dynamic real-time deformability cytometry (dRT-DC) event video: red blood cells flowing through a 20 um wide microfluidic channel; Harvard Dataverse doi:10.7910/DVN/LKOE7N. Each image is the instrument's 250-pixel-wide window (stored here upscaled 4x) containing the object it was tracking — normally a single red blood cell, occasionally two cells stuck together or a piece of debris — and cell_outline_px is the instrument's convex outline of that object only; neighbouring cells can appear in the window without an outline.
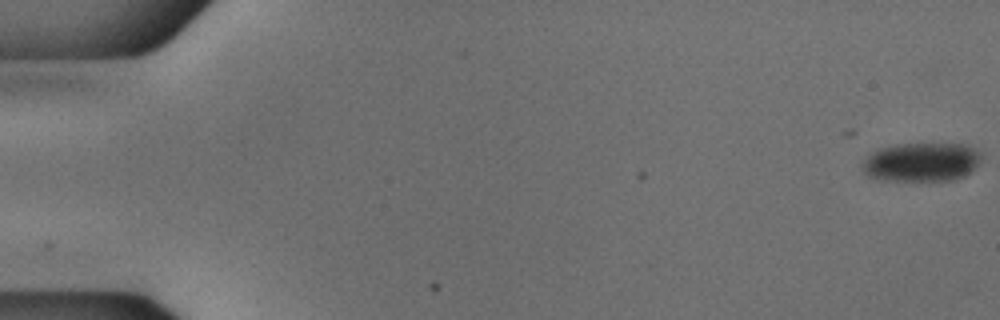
{"species": "common noctule bat (a hibernating species)", "species_latin": "Nyctalus noctula", "temperature_condition": "cold", "stored_images_in_passage": 18, "camera_frame_rate_fps": 3000, "um_per_image_px": 0.085, "animal": {"sex": "male", "body_mass_g": 18.8}, "frame": {"image": 1, "passage_image": 1, "time_ms": 0.0, "image_size_px": [1000, 320], "cell_outline_px": [[980, 160], [964, 176], [956, 180], [884, 180], [868, 176], [864, 172], [860, 164], [872, 152], [880, 148], [896, 144], [964, 144], [980, 152]], "centroid_in_image_um": [78.28, 13.77], "position_along_channel_um": 6.7, "area_um2": 26.7}}